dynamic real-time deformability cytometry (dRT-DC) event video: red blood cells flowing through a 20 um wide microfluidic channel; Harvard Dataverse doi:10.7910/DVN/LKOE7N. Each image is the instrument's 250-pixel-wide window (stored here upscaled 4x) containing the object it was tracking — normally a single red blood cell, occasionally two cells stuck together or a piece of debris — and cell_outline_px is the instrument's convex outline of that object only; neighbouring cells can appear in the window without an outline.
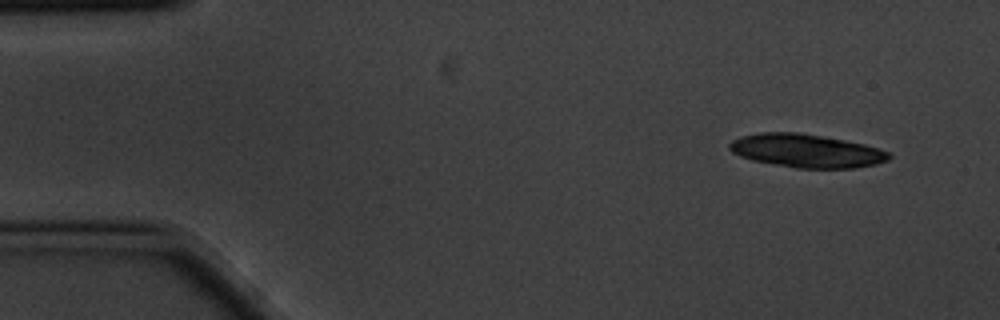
{"species": "common noctule bat (a hibernating species)", "species_latin": "Nyctalus noctula", "temperature_condition": "cold", "stored_images_in_passage": 5, "segment_of_instrument_passage": [1, 2], "camera_frame_rate_fps": 3000, "um_per_image_px": 0.085, "animal": {"sex": "male", "body_mass_g": 20.1, "forearm_length_mm": 53.5}, "frame": {"image": 1, "passage_image": 1, "time_ms": 0.0, "image_size_px": [1000, 320], "cell_outline_px": [[892, 156], [888, 160], [876, 164], [856, 168], [796, 168], [752, 160], [740, 156], [732, 152], [728, 148], [728, 144], [732, 140], [740, 136], [760, 132], [800, 132], [844, 140], [864, 144], [880, 148], [888, 152]], "centroid_in_image_um": [68.53, 12.81], "position_along_channel_um": 16.5, "area_um2": 31.15}}